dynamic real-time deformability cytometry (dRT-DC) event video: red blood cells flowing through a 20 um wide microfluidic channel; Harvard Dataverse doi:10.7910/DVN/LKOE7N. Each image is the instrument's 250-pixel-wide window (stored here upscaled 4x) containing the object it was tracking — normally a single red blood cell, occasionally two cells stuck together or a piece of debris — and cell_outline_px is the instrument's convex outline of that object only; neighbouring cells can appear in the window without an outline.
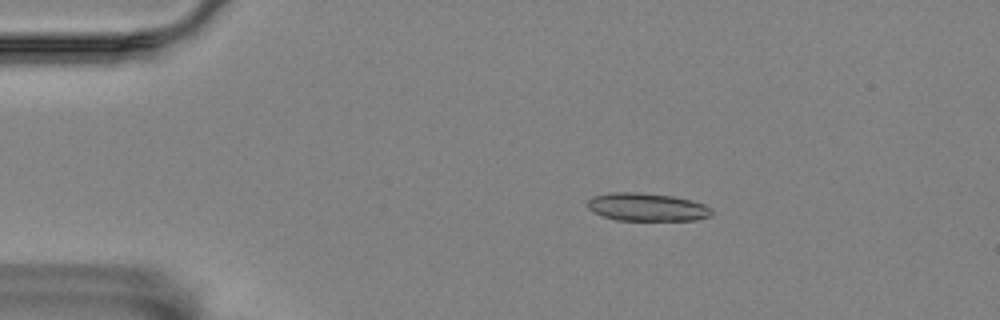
{"species": "Egyptian fruit bat (a non-hibernating species)", "species_latin": "Rousettus aegyptiacus", "temperature_condition": "room temperature", "stored_images_in_passage": 49, "camera_frame_rate_fps": 3000, "um_per_image_px": 0.085, "animal": {"sex": "female"}, "frame": {"image": 1, "passage_image": 3, "time_ms": 0.667, "image_size_px": [1000, 320], "cell_outline_px": [[712, 216], [696, 220], [616, 220], [592, 212], [588, 208], [588, 200], [592, 196], [608, 192], [636, 192], [672, 196], [692, 200], [704, 204], [712, 208]], "centroid_in_image_um": [54.99, 17.6], "position_along_channel_um": 30.0, "area_um2": 20.4}}
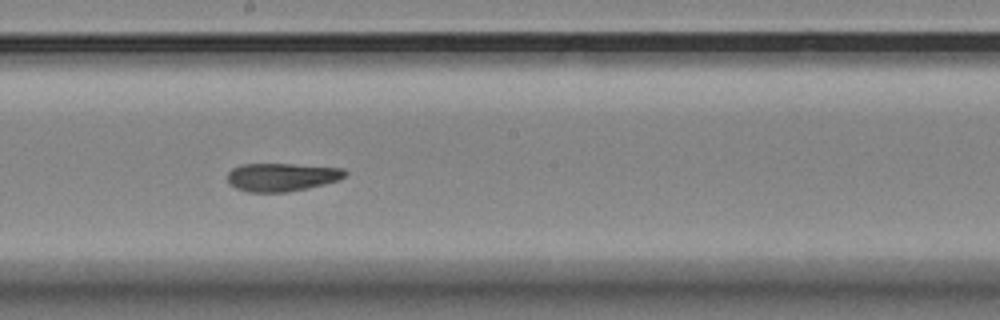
{"frame": {"image": 2, "passage_image": 24, "time_ms": 7.667, "image_size_px": [1000, 320], "cell_outline_px": [[348, 172], [340, 180], [308, 188], [288, 192], [248, 192], [236, 188], [228, 184], [228, 172], [232, 168], [240, 164], [292, 164], [344, 168]], "centroid_in_image_um": [23.95, 15.05], "position_along_channel_um": 224.3, "area_um2": 19.48}}
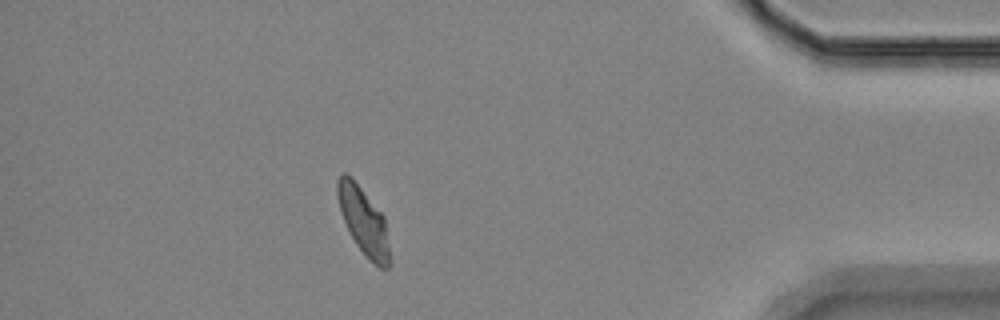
{"frame": {"image": 3, "passage_image": 43, "time_ms": 14.0, "image_size_px": [1000, 320], "cell_outline_px": [[392, 264], [388, 268], [380, 268], [356, 244], [340, 212], [336, 196], [336, 180], [340, 172], [344, 172], [352, 176], [384, 216]], "centroid_in_image_um": [30.89, 18.72], "position_along_channel_um": 404.3, "area_um2": 20.52}, "authors_computed_cell_mechanics": {"area_um2": 20.1722, "velocity_mm_per_s": 3.5077, "shape_relaxation_time_tau1_ms": 5.9699, "shape_relaxation_time_tau2_ms": 1.223, "deformation_change_tau1": 0.2006, "deformation_change_tau2": 0.067}}